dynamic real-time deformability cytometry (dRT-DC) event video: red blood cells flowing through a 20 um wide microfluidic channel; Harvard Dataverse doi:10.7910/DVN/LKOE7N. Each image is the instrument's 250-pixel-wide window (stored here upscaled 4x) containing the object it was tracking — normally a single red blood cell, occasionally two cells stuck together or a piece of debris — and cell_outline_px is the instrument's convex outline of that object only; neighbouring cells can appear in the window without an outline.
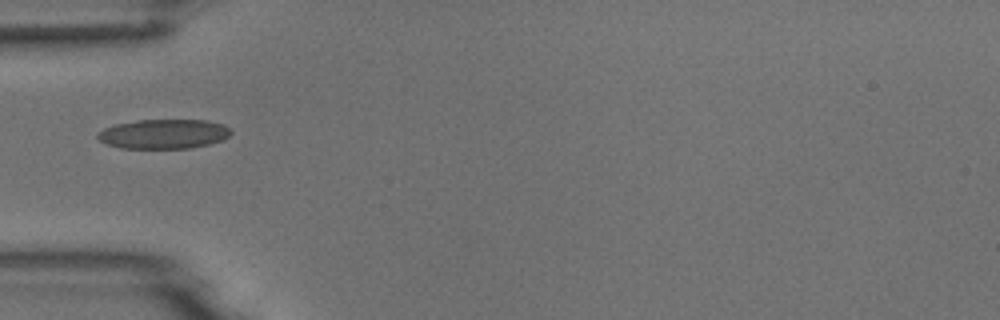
{"species": "common noctule bat (a hibernating species)", "species_latin": "Nyctalus noctula", "temperature_condition": "room temperature", "stored_images_in_passage": 3, "camera_frame_rate_fps": 3000, "um_per_image_px": 0.085, "animal": {"sex": "male", "body_mass_g": 18.8}, "frame": {"image": 1, "passage_image": 2, "time_ms": 1.333, "image_size_px": [1000, 320], "cell_outline_px": [[232, 132], [224, 140], [208, 144], [188, 148], [120, 148], [108, 144], [100, 140], [96, 136], [104, 128], [116, 124], [140, 120], [208, 120], [224, 124]], "centroid_in_image_um": [13.95, 11.38], "position_along_channel_um": 71.1, "area_um2": 22.77}}